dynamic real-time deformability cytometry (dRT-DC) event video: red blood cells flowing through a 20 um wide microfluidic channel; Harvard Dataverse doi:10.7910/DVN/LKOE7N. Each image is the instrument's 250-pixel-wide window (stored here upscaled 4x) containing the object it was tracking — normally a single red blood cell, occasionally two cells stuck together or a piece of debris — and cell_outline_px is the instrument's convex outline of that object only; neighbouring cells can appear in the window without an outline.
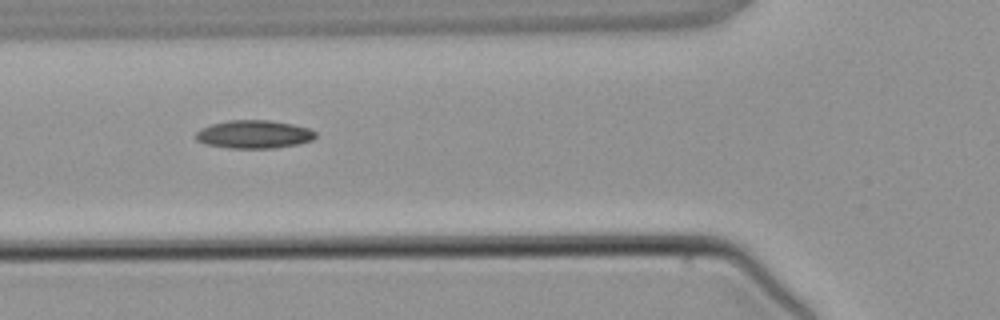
{"species": "common noctule bat (a hibernating species)", "species_latin": "Nyctalus noctula", "temperature_condition": "warm", "stored_images_in_passage": 4, "camera_frame_rate_fps": 3000, "um_per_image_px": 0.085, "animal": {"sex": "male", "body_mass_g": 21.5, "forearm_length_mm": 52.0}, "frame": {"image": 1, "passage_image": 4, "time_ms": 3.667, "image_size_px": [1000, 320], "cell_outline_px": [[316, 136], [312, 140], [296, 144], [276, 148], [228, 148], [204, 144], [196, 140], [196, 132], [200, 128], [212, 124], [228, 120], [268, 120], [292, 124], [308, 128], [316, 132]], "centroid_in_image_um": [21.56, 11.42], "position_along_channel_um": 104.2, "area_um2": 19.65}}